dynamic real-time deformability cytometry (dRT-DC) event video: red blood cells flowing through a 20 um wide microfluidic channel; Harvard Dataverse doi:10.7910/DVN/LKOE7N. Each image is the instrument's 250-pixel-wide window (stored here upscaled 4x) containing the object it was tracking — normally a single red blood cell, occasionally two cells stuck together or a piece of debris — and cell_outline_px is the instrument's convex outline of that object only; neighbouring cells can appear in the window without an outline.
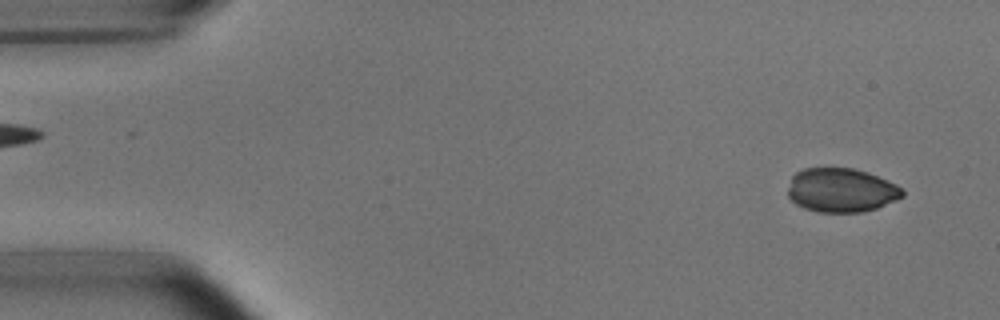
{"species": "common noctule bat (a hibernating species)", "species_latin": "Nyctalus noctula", "temperature_condition": "room temperature", "stored_images_in_passage": 13, "camera_frame_rate_fps": 3000, "um_per_image_px": 0.085, "animal": {"sex": "male", "body_mass_g": 15.6}, "frame": {"image": 1, "passage_image": 1, "time_ms": 0.0, "image_size_px": [1000, 320], "cell_outline_px": [[904, 196], [896, 200], [876, 208], [864, 212], [820, 212], [804, 208], [796, 204], [788, 196], [788, 188], [792, 176], [796, 172], [804, 168], [852, 168], [868, 172], [888, 180], [896, 184], [904, 192]], "centroid_in_image_um": [71.51, 16.16], "position_along_channel_um": 13.5, "area_um2": 29.42}}
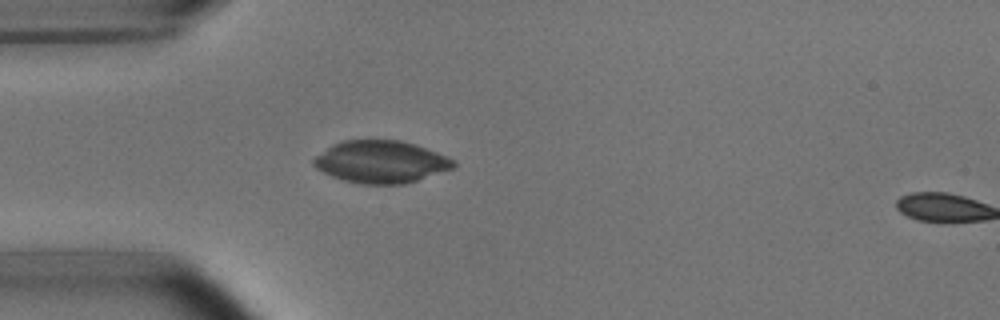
{"frame": {"image": 2, "passage_image": 12, "time_ms": 3.667, "image_size_px": [1000, 320], "cell_outline_px": [[456, 164], [452, 168], [404, 184], [360, 184], [344, 180], [332, 176], [316, 168], [312, 164], [312, 160], [316, 156], [328, 148], [344, 140], [400, 140], [416, 144], [456, 160]], "centroid_in_image_um": [32.38, 13.75], "position_along_channel_um": 52.6, "area_um2": 34.1}}